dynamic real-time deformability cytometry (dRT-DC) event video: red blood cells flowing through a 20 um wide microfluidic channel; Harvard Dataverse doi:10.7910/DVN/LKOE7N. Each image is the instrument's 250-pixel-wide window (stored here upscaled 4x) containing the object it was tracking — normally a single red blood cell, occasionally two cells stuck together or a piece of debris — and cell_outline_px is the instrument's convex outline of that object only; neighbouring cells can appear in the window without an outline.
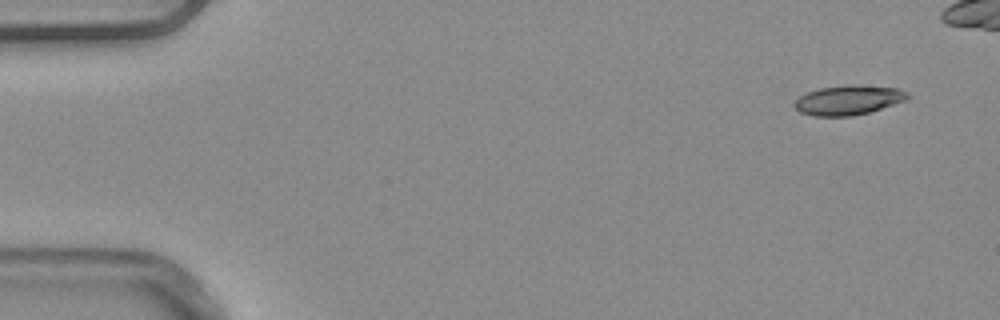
{"species": "common noctule bat (a hibernating species)", "species_latin": "Nyctalus noctula", "temperature_condition": "warm", "stored_images_in_passage": 44, "camera_frame_rate_fps": 3000, "um_per_image_px": 0.085, "animal": {"sex": "male", "body_mass_g": 20.4}, "frame": {"image": 1, "passage_image": 1, "time_ms": 0.0, "image_size_px": [1000, 320], "cell_outline_px": [[912, 96], [908, 100], [868, 112], [852, 116], [812, 116], [800, 112], [792, 104], [800, 96], [808, 92], [820, 88], [896, 88], [908, 92]], "centroid_in_image_um": [72.1, 8.57], "position_along_channel_um": 12.9, "area_um2": 18.44}}
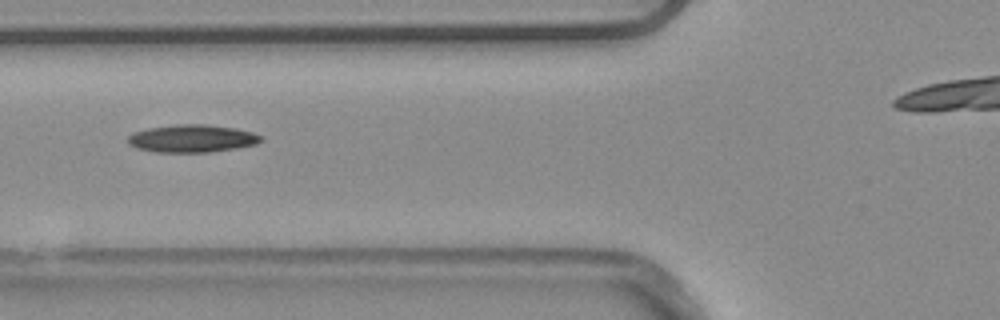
{"frame": {"image": 2, "passage_image": 18, "time_ms": 5.667, "image_size_px": [1000, 320], "cell_outline_px": [[264, 140], [256, 144], [236, 148], [212, 152], [156, 152], [136, 148], [128, 144], [128, 136], [132, 132], [148, 128], [176, 124], [204, 124], [236, 128], [252, 132], [264, 136]], "centroid_in_image_um": [16.34, 11.77], "position_along_channel_um": 109.5, "area_um2": 21.68}}
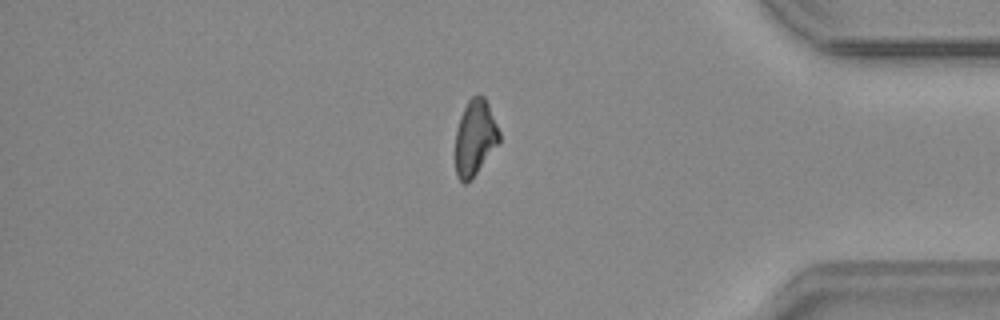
{"frame": {"image": 3, "passage_image": 42, "time_ms": 13.667, "image_size_px": [1000, 320], "cell_outline_px": [[500, 140], [476, 172], [464, 184], [456, 176], [456, 128], [460, 116], [468, 100], [472, 96], [484, 96], [488, 104], [500, 132]], "centroid_in_image_um": [40.36, 11.66], "position_along_channel_um": 394.8, "area_um2": 18.84}}